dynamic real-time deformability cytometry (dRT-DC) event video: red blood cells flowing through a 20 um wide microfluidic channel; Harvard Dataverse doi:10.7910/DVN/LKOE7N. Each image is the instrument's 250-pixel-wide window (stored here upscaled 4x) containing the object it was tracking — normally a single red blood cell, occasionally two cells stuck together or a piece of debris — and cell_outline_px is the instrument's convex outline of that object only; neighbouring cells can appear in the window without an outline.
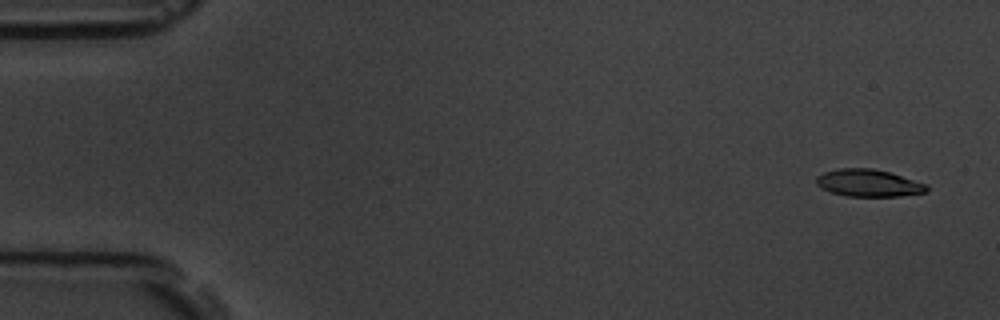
{"species": "common noctule bat (a hibernating species)", "species_latin": "Nyctalus noctula", "temperature_condition": "room temperature", "stored_images_in_passage": 57, "camera_frame_rate_fps": 3000, "um_per_image_px": 0.085, "animal": {"sex": "male", "body_mass_g": 19.5, "forearm_length_mm": 54.6}, "frame": {"image": 1, "passage_image": 3, "time_ms": 0.667, "image_size_px": [1000, 320], "cell_outline_px": [[928, 188], [924, 192], [900, 196], [848, 196], [832, 192], [820, 188], [816, 184], [816, 176], [824, 172], [840, 168], [872, 168], [888, 172], [928, 184]], "centroid_in_image_um": [73.79, 15.55], "position_along_channel_um": 11.2, "area_um2": 17.4}}
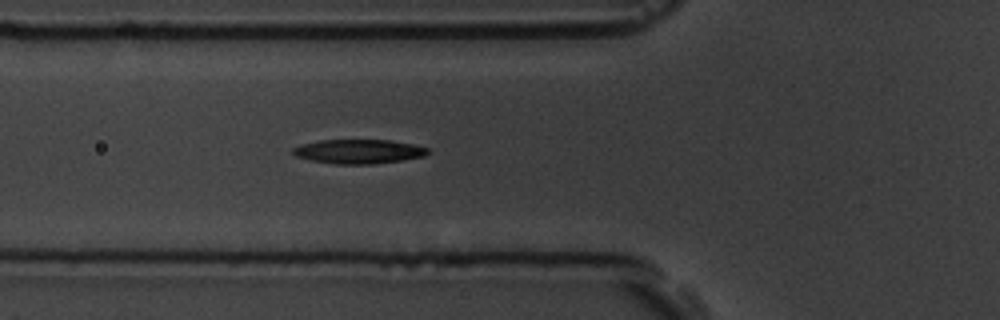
{"frame": {"image": 2, "passage_image": 21, "time_ms": 6.667, "image_size_px": [1000, 320], "cell_outline_px": [[428, 152], [424, 156], [404, 160], [372, 164], [336, 164], [312, 160], [296, 156], [292, 152], [292, 148], [300, 144], [320, 140], [392, 140], [412, 144], [428, 148]], "centroid_in_image_um": [30.48, 12.87], "position_along_channel_um": 95.3, "area_um2": 19.02}}
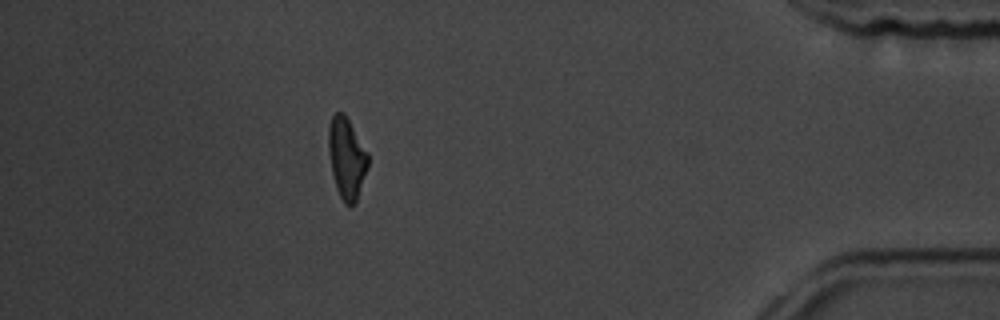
{"frame": {"image": 3, "passage_image": 51, "time_ms": 16.667, "image_size_px": [1000, 320], "cell_outline_px": [[368, 168], [356, 204], [344, 204], [336, 188], [332, 172], [328, 152], [328, 128], [332, 116], [336, 112], [344, 112], [368, 152]], "centroid_in_image_um": [29.47, 13.44], "position_along_channel_um": 405.7, "area_um2": 18.84}, "authors_computed_cell_mechanics": {"area_um2": 19.0162, "velocity_mm_per_s": 3.5877, "shape_relaxation_time_tau1_ms": 4.8993, "shape_relaxation_time_tau2_ms": 10.0416, "deformation_change_tau1": 0.1723, "deformation_change_tau2": 0.1908}}